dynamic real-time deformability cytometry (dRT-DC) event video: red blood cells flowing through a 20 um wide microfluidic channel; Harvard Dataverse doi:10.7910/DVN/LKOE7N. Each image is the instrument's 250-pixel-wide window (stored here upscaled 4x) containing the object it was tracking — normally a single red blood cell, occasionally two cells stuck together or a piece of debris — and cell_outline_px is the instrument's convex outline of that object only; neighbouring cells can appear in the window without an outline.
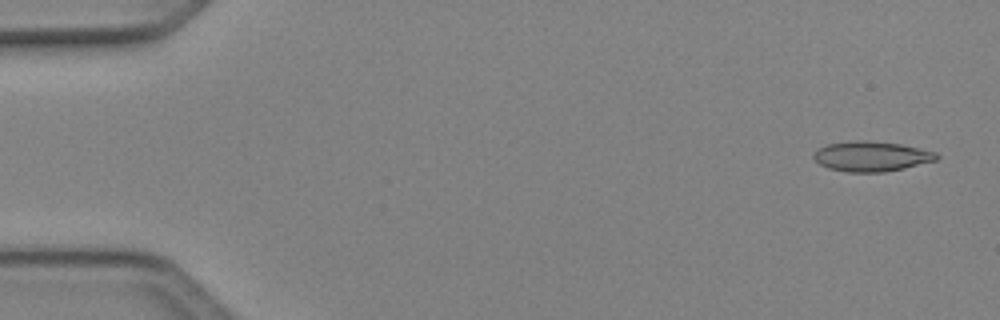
{"species": "Egyptian fruit bat (a non-hibernating species)", "species_latin": "Rousettus aegyptiacus", "temperature_condition": "cold", "stored_images_in_passage": 10, "camera_frame_rate_fps": 3000, "um_per_image_px": 0.085, "animal": {"sex": "female"}, "frame": {"image": 1, "passage_image": 2, "time_ms": 0.333, "image_size_px": [1000, 320], "cell_outline_px": [[940, 156], [936, 160], [904, 168], [884, 172], [848, 172], [828, 168], [820, 164], [812, 156], [820, 148], [828, 144], [856, 140], [872, 140], [900, 144], [920, 148], [936, 152]], "centroid_in_image_um": [74.1, 13.28], "position_along_channel_um": 10.9, "area_um2": 21.44}}